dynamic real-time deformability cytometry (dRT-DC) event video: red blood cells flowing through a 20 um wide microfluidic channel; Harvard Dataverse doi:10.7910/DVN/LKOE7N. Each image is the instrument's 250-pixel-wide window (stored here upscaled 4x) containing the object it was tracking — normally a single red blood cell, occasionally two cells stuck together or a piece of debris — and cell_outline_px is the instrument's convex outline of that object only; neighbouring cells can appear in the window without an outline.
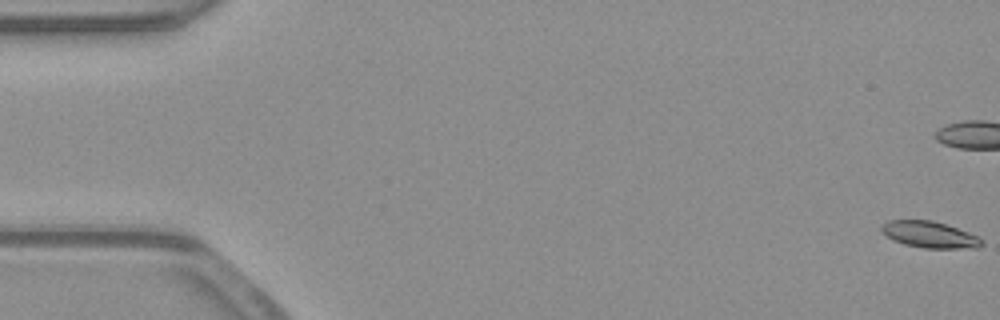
{"species": "common noctule bat (a hibernating species)", "species_latin": "Nyctalus noctula", "temperature_condition": "warm", "stored_images_in_passage": 55, "camera_frame_rate_fps": 3000, "um_per_image_px": 0.085, "animal": {"sex": "male", "body_mass_g": 23.1, "forearm_length_mm": 52.7}, "frame": {"image": 1, "passage_image": 1, "time_ms": 0.0, "image_size_px": [1000, 320], "cell_outline_px": [[984, 244], [980, 248], [924, 248], [904, 244], [892, 240], [880, 232], [880, 224], [888, 220], [932, 220], [980, 236], [984, 240]], "centroid_in_image_um": [79.01, 19.94], "position_along_channel_um": 6.0, "area_um2": 15.72}}
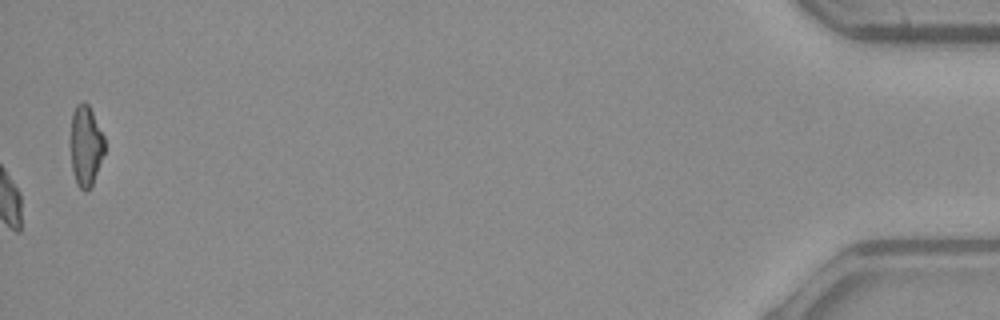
{"frame": {"image": 2, "passage_image": 55, "time_ms": 18.0, "image_size_px": [1000, 320], "cell_outline_px": [[104, 152], [92, 184], [88, 192], [84, 192], [76, 184], [72, 172], [72, 112], [76, 104], [84, 100], [88, 104], [104, 136]], "centroid_in_image_um": [7.29, 12.4], "position_along_channel_um": 427.9, "area_um2": 15.72}}